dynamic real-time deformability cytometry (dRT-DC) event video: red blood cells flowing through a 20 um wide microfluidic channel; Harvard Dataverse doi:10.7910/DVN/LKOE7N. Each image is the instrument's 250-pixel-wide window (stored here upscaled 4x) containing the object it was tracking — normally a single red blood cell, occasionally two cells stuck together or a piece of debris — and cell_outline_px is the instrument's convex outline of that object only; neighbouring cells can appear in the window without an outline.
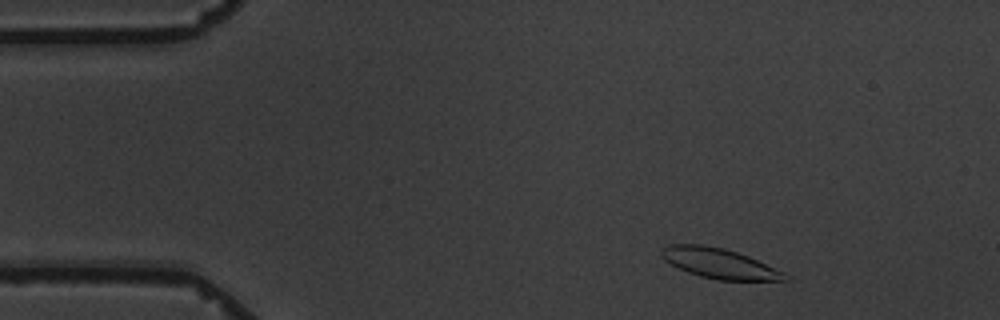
{"species": "common noctule bat (a hibernating species)", "species_latin": "Nyctalus noctula", "temperature_condition": "warm", "stored_images_in_passage": 4, "camera_frame_rate_fps": 3000, "um_per_image_px": 0.085, "animal": {"sex": "male", "body_mass_g": 19.5, "forearm_length_mm": 54.6}, "frame": {"image": 1, "passage_image": 2, "time_ms": 1.0, "image_size_px": [1000, 320], "cell_outline_px": [[792, 280], [716, 280], [700, 276], [688, 272], [664, 260], [660, 256], [660, 252], [668, 244], [704, 244], [724, 248], [748, 256], [784, 272]], "centroid_in_image_um": [61.13, 22.38], "position_along_channel_um": 23.9, "area_um2": 21.56}}